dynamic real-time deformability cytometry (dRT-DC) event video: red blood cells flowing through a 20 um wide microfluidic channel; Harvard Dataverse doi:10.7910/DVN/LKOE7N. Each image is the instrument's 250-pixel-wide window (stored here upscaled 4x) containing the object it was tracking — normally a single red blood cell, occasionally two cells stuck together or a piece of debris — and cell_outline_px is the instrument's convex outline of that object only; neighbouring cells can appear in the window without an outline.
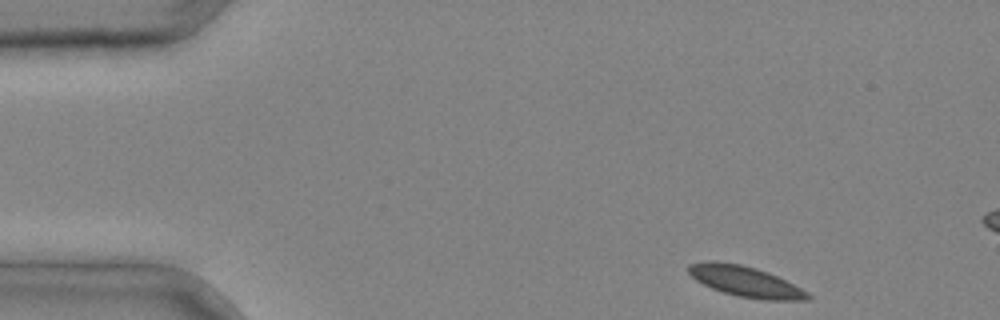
{"species": "common noctule bat (a hibernating species)", "species_latin": "Nyctalus noctula", "temperature_condition": "cold", "stored_images_in_passage": 3, "camera_frame_rate_fps": 3000, "um_per_image_px": 0.085, "animal": {"sex": "male", "body_mass_g": 20.4}, "frame": {"image": 1, "passage_image": 1, "time_ms": 0.0, "image_size_px": [1000, 320], "cell_outline_px": [[812, 296], [808, 300], [764, 300], [736, 296], [712, 288], [696, 280], [688, 272], [688, 264], [708, 260], [716, 260], [740, 264], [756, 268], [768, 272], [808, 292]], "centroid_in_image_um": [63.34, 23.91], "position_along_channel_um": 21.7, "area_um2": 21.21}}